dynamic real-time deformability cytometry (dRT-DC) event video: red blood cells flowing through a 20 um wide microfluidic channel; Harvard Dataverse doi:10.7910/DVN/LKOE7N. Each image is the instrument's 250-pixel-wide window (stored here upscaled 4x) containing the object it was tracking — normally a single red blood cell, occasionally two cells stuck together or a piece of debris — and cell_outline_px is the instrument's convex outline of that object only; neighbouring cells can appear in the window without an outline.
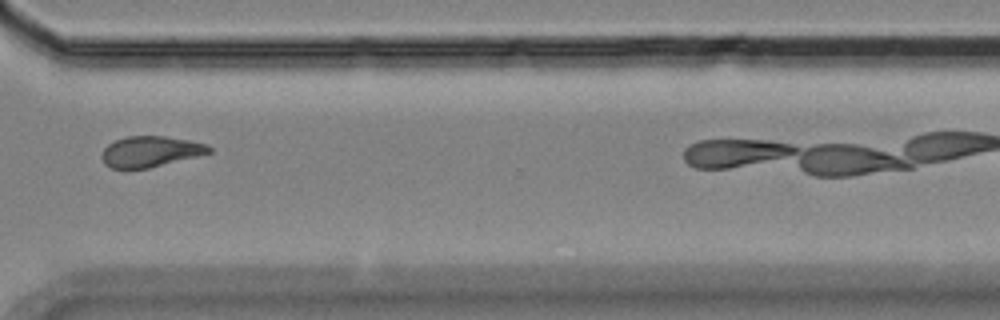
{"species": "Egyptian fruit bat (a non-hibernating species)", "species_latin": "Rousettus aegyptiacus", "temperature_condition": "room temperature", "stored_images_in_passage": 14, "camera_frame_rate_fps": 3000, "um_per_image_px": 0.085, "animal": {"sex": "female"}, "frame": {"image": 1, "passage_image": 12, "time_ms": 12.333, "image_size_px": [1000, 320], "cell_outline_px": [[212, 152], [148, 168], [112, 168], [104, 164], [100, 156], [104, 148], [108, 144], [124, 136], [164, 136], [188, 140], [208, 144], [212, 148]], "centroid_in_image_um": [12.76, 12.87], "position_along_channel_um": 357.8, "area_um2": 19.13}, "authors_computed_cell_mechanics": {"area_um2": 20.2589, "velocity_mm_per_s": 3.5158, "shape_relaxation_time_tau1_ms": 9.5211, "shape_relaxation_time_tau2_ms": 5.4094, "deformation_change_tau1": 0.2053, "deformation_change_tau2": 0.116}}